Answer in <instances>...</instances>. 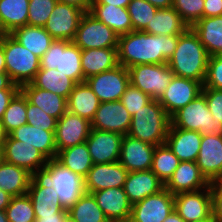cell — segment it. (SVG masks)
<instances>
[{"instance_id":"6da1fadb","label":"cell","mask_w":222,"mask_h":222,"mask_svg":"<svg viewBox=\"0 0 222 222\" xmlns=\"http://www.w3.org/2000/svg\"><path fill=\"white\" fill-rule=\"evenodd\" d=\"M179 35H153L132 31L118 37V63L125 68L141 64H166L173 55Z\"/></svg>"},{"instance_id":"7a4b0ae2","label":"cell","mask_w":222,"mask_h":222,"mask_svg":"<svg viewBox=\"0 0 222 222\" xmlns=\"http://www.w3.org/2000/svg\"><path fill=\"white\" fill-rule=\"evenodd\" d=\"M29 187H53L61 206L69 210L86 193L85 178L72 172L56 158L32 173Z\"/></svg>"},{"instance_id":"3957f363","label":"cell","mask_w":222,"mask_h":222,"mask_svg":"<svg viewBox=\"0 0 222 222\" xmlns=\"http://www.w3.org/2000/svg\"><path fill=\"white\" fill-rule=\"evenodd\" d=\"M209 57L197 34L189 27L179 35L176 49L167 64L175 76L203 84Z\"/></svg>"},{"instance_id":"277c9868","label":"cell","mask_w":222,"mask_h":222,"mask_svg":"<svg viewBox=\"0 0 222 222\" xmlns=\"http://www.w3.org/2000/svg\"><path fill=\"white\" fill-rule=\"evenodd\" d=\"M171 125V117L158 100L152 99L132 115L127 135L152 144H164Z\"/></svg>"},{"instance_id":"5b68a950","label":"cell","mask_w":222,"mask_h":222,"mask_svg":"<svg viewBox=\"0 0 222 222\" xmlns=\"http://www.w3.org/2000/svg\"><path fill=\"white\" fill-rule=\"evenodd\" d=\"M5 54L6 73L19 87L31 83L40 70V58L15 40L10 34H0Z\"/></svg>"},{"instance_id":"8992f818","label":"cell","mask_w":222,"mask_h":222,"mask_svg":"<svg viewBox=\"0 0 222 222\" xmlns=\"http://www.w3.org/2000/svg\"><path fill=\"white\" fill-rule=\"evenodd\" d=\"M40 69H56L76 84L85 82L81 68V49L73 41L54 40L40 58Z\"/></svg>"},{"instance_id":"52a82bcc","label":"cell","mask_w":222,"mask_h":222,"mask_svg":"<svg viewBox=\"0 0 222 222\" xmlns=\"http://www.w3.org/2000/svg\"><path fill=\"white\" fill-rule=\"evenodd\" d=\"M171 124L183 130L198 131L202 135H222V130H216V122L202 93L176 111L171 116Z\"/></svg>"},{"instance_id":"ba28073f","label":"cell","mask_w":222,"mask_h":222,"mask_svg":"<svg viewBox=\"0 0 222 222\" xmlns=\"http://www.w3.org/2000/svg\"><path fill=\"white\" fill-rule=\"evenodd\" d=\"M130 84L159 100L174 77L168 64H141L128 68Z\"/></svg>"},{"instance_id":"9c48e42d","label":"cell","mask_w":222,"mask_h":222,"mask_svg":"<svg viewBox=\"0 0 222 222\" xmlns=\"http://www.w3.org/2000/svg\"><path fill=\"white\" fill-rule=\"evenodd\" d=\"M118 35L107 25L85 12L73 42L81 49L117 48Z\"/></svg>"},{"instance_id":"30bf717a","label":"cell","mask_w":222,"mask_h":222,"mask_svg":"<svg viewBox=\"0 0 222 222\" xmlns=\"http://www.w3.org/2000/svg\"><path fill=\"white\" fill-rule=\"evenodd\" d=\"M100 102L118 101L130 85L129 71L122 65L85 80Z\"/></svg>"},{"instance_id":"8fae6325","label":"cell","mask_w":222,"mask_h":222,"mask_svg":"<svg viewBox=\"0 0 222 222\" xmlns=\"http://www.w3.org/2000/svg\"><path fill=\"white\" fill-rule=\"evenodd\" d=\"M174 209L185 222L213 219L210 186L174 195Z\"/></svg>"},{"instance_id":"7c38bea8","label":"cell","mask_w":222,"mask_h":222,"mask_svg":"<svg viewBox=\"0 0 222 222\" xmlns=\"http://www.w3.org/2000/svg\"><path fill=\"white\" fill-rule=\"evenodd\" d=\"M84 13L77 7L57 2L44 29L54 40L73 41Z\"/></svg>"},{"instance_id":"4fadbf2b","label":"cell","mask_w":222,"mask_h":222,"mask_svg":"<svg viewBox=\"0 0 222 222\" xmlns=\"http://www.w3.org/2000/svg\"><path fill=\"white\" fill-rule=\"evenodd\" d=\"M202 89V83L174 75L158 101L171 117L180 108L197 98L202 93Z\"/></svg>"},{"instance_id":"5bb4252c","label":"cell","mask_w":222,"mask_h":222,"mask_svg":"<svg viewBox=\"0 0 222 222\" xmlns=\"http://www.w3.org/2000/svg\"><path fill=\"white\" fill-rule=\"evenodd\" d=\"M91 122L68 110L57 120L55 144L57 153L66 148L86 142Z\"/></svg>"},{"instance_id":"9a60e30c","label":"cell","mask_w":222,"mask_h":222,"mask_svg":"<svg viewBox=\"0 0 222 222\" xmlns=\"http://www.w3.org/2000/svg\"><path fill=\"white\" fill-rule=\"evenodd\" d=\"M122 138L123 135L116 132L91 128L86 145L93 164L118 162Z\"/></svg>"},{"instance_id":"2e32d148","label":"cell","mask_w":222,"mask_h":222,"mask_svg":"<svg viewBox=\"0 0 222 222\" xmlns=\"http://www.w3.org/2000/svg\"><path fill=\"white\" fill-rule=\"evenodd\" d=\"M132 115L127 111L120 100L100 103L93 120L91 128L100 131H110L128 134Z\"/></svg>"},{"instance_id":"e0dca14e","label":"cell","mask_w":222,"mask_h":222,"mask_svg":"<svg viewBox=\"0 0 222 222\" xmlns=\"http://www.w3.org/2000/svg\"><path fill=\"white\" fill-rule=\"evenodd\" d=\"M174 210V195L166 188L132 205L131 218L136 222H163Z\"/></svg>"},{"instance_id":"ac0fdd59","label":"cell","mask_w":222,"mask_h":222,"mask_svg":"<svg viewBox=\"0 0 222 222\" xmlns=\"http://www.w3.org/2000/svg\"><path fill=\"white\" fill-rule=\"evenodd\" d=\"M196 164L211 183L222 178V135H202Z\"/></svg>"},{"instance_id":"d6986e66","label":"cell","mask_w":222,"mask_h":222,"mask_svg":"<svg viewBox=\"0 0 222 222\" xmlns=\"http://www.w3.org/2000/svg\"><path fill=\"white\" fill-rule=\"evenodd\" d=\"M3 160L25 168L31 174L47 163V158L34 146L7 136L2 148Z\"/></svg>"},{"instance_id":"ffe728a7","label":"cell","mask_w":222,"mask_h":222,"mask_svg":"<svg viewBox=\"0 0 222 222\" xmlns=\"http://www.w3.org/2000/svg\"><path fill=\"white\" fill-rule=\"evenodd\" d=\"M156 146L124 135L121 142L119 163L128 172L151 170Z\"/></svg>"},{"instance_id":"44dd1931","label":"cell","mask_w":222,"mask_h":222,"mask_svg":"<svg viewBox=\"0 0 222 222\" xmlns=\"http://www.w3.org/2000/svg\"><path fill=\"white\" fill-rule=\"evenodd\" d=\"M128 171L119 162L93 164L85 177L87 193L101 191L113 187H124Z\"/></svg>"},{"instance_id":"7402d4cb","label":"cell","mask_w":222,"mask_h":222,"mask_svg":"<svg viewBox=\"0 0 222 222\" xmlns=\"http://www.w3.org/2000/svg\"><path fill=\"white\" fill-rule=\"evenodd\" d=\"M209 186L210 182L201 173L196 162L192 161H180L179 166L165 184V188L173 195L193 192Z\"/></svg>"},{"instance_id":"603a6c76","label":"cell","mask_w":222,"mask_h":222,"mask_svg":"<svg viewBox=\"0 0 222 222\" xmlns=\"http://www.w3.org/2000/svg\"><path fill=\"white\" fill-rule=\"evenodd\" d=\"M92 194L110 222H119L131 217L132 204L123 187L108 188Z\"/></svg>"},{"instance_id":"cb8c5ba5","label":"cell","mask_w":222,"mask_h":222,"mask_svg":"<svg viewBox=\"0 0 222 222\" xmlns=\"http://www.w3.org/2000/svg\"><path fill=\"white\" fill-rule=\"evenodd\" d=\"M124 191L133 205L165 188V184L152 170L128 172Z\"/></svg>"},{"instance_id":"d4e9b609","label":"cell","mask_w":222,"mask_h":222,"mask_svg":"<svg viewBox=\"0 0 222 222\" xmlns=\"http://www.w3.org/2000/svg\"><path fill=\"white\" fill-rule=\"evenodd\" d=\"M202 134L170 125L166 144L180 161L195 162L200 151Z\"/></svg>"},{"instance_id":"484cf974","label":"cell","mask_w":222,"mask_h":222,"mask_svg":"<svg viewBox=\"0 0 222 222\" xmlns=\"http://www.w3.org/2000/svg\"><path fill=\"white\" fill-rule=\"evenodd\" d=\"M54 133L55 131H46L44 128L25 124L12 131L9 135L15 140L34 146L50 160L57 156Z\"/></svg>"},{"instance_id":"4316f807","label":"cell","mask_w":222,"mask_h":222,"mask_svg":"<svg viewBox=\"0 0 222 222\" xmlns=\"http://www.w3.org/2000/svg\"><path fill=\"white\" fill-rule=\"evenodd\" d=\"M117 48L81 50V68L85 80L118 66Z\"/></svg>"},{"instance_id":"83f0119b","label":"cell","mask_w":222,"mask_h":222,"mask_svg":"<svg viewBox=\"0 0 222 222\" xmlns=\"http://www.w3.org/2000/svg\"><path fill=\"white\" fill-rule=\"evenodd\" d=\"M20 90L31 104L57 120L68 110L67 99L56 93L37 88L32 83L22 85Z\"/></svg>"},{"instance_id":"f1b7e54d","label":"cell","mask_w":222,"mask_h":222,"mask_svg":"<svg viewBox=\"0 0 222 222\" xmlns=\"http://www.w3.org/2000/svg\"><path fill=\"white\" fill-rule=\"evenodd\" d=\"M89 13L110 27L118 36L133 31L131 18L125 7L110 6V4H91Z\"/></svg>"},{"instance_id":"f546056e","label":"cell","mask_w":222,"mask_h":222,"mask_svg":"<svg viewBox=\"0 0 222 222\" xmlns=\"http://www.w3.org/2000/svg\"><path fill=\"white\" fill-rule=\"evenodd\" d=\"M100 100L86 83H77L67 99V109L91 122L100 106Z\"/></svg>"},{"instance_id":"4dcf8cb0","label":"cell","mask_w":222,"mask_h":222,"mask_svg":"<svg viewBox=\"0 0 222 222\" xmlns=\"http://www.w3.org/2000/svg\"><path fill=\"white\" fill-rule=\"evenodd\" d=\"M191 28L210 56L222 55V15L203 17Z\"/></svg>"},{"instance_id":"1f68e13d","label":"cell","mask_w":222,"mask_h":222,"mask_svg":"<svg viewBox=\"0 0 222 222\" xmlns=\"http://www.w3.org/2000/svg\"><path fill=\"white\" fill-rule=\"evenodd\" d=\"M188 28L180 14L170 7L158 9L143 31L153 35L170 36L180 35Z\"/></svg>"},{"instance_id":"d6a6232c","label":"cell","mask_w":222,"mask_h":222,"mask_svg":"<svg viewBox=\"0 0 222 222\" xmlns=\"http://www.w3.org/2000/svg\"><path fill=\"white\" fill-rule=\"evenodd\" d=\"M32 174L4 160L0 163V189L12 197L27 194Z\"/></svg>"},{"instance_id":"836d02e7","label":"cell","mask_w":222,"mask_h":222,"mask_svg":"<svg viewBox=\"0 0 222 222\" xmlns=\"http://www.w3.org/2000/svg\"><path fill=\"white\" fill-rule=\"evenodd\" d=\"M10 35L39 58L45 54L54 41L44 27L30 25L18 27Z\"/></svg>"},{"instance_id":"e575fe53","label":"cell","mask_w":222,"mask_h":222,"mask_svg":"<svg viewBox=\"0 0 222 222\" xmlns=\"http://www.w3.org/2000/svg\"><path fill=\"white\" fill-rule=\"evenodd\" d=\"M29 0H0V34L27 25Z\"/></svg>"},{"instance_id":"d590c367","label":"cell","mask_w":222,"mask_h":222,"mask_svg":"<svg viewBox=\"0 0 222 222\" xmlns=\"http://www.w3.org/2000/svg\"><path fill=\"white\" fill-rule=\"evenodd\" d=\"M35 87L56 93L66 99L76 83L56 69H40L31 82Z\"/></svg>"},{"instance_id":"8d00e7d4","label":"cell","mask_w":222,"mask_h":222,"mask_svg":"<svg viewBox=\"0 0 222 222\" xmlns=\"http://www.w3.org/2000/svg\"><path fill=\"white\" fill-rule=\"evenodd\" d=\"M56 159L84 178L93 166L86 142L59 151Z\"/></svg>"},{"instance_id":"74e56055","label":"cell","mask_w":222,"mask_h":222,"mask_svg":"<svg viewBox=\"0 0 222 222\" xmlns=\"http://www.w3.org/2000/svg\"><path fill=\"white\" fill-rule=\"evenodd\" d=\"M27 194L31 198L35 215L68 213V210L61 206L53 187H29Z\"/></svg>"},{"instance_id":"f35d334b","label":"cell","mask_w":222,"mask_h":222,"mask_svg":"<svg viewBox=\"0 0 222 222\" xmlns=\"http://www.w3.org/2000/svg\"><path fill=\"white\" fill-rule=\"evenodd\" d=\"M77 222H110L104 215L92 193H84L68 210Z\"/></svg>"},{"instance_id":"ab89813d","label":"cell","mask_w":222,"mask_h":222,"mask_svg":"<svg viewBox=\"0 0 222 222\" xmlns=\"http://www.w3.org/2000/svg\"><path fill=\"white\" fill-rule=\"evenodd\" d=\"M179 163V158L164 143L157 145L154 150L151 170L166 184L179 166Z\"/></svg>"},{"instance_id":"60d3db41","label":"cell","mask_w":222,"mask_h":222,"mask_svg":"<svg viewBox=\"0 0 222 222\" xmlns=\"http://www.w3.org/2000/svg\"><path fill=\"white\" fill-rule=\"evenodd\" d=\"M1 121L8 135L21 125L27 124L26 96L21 90L10 100Z\"/></svg>"},{"instance_id":"b9f144b4","label":"cell","mask_w":222,"mask_h":222,"mask_svg":"<svg viewBox=\"0 0 222 222\" xmlns=\"http://www.w3.org/2000/svg\"><path fill=\"white\" fill-rule=\"evenodd\" d=\"M8 222H35V212L28 194L11 198L5 209Z\"/></svg>"},{"instance_id":"7bdbcfd3","label":"cell","mask_w":222,"mask_h":222,"mask_svg":"<svg viewBox=\"0 0 222 222\" xmlns=\"http://www.w3.org/2000/svg\"><path fill=\"white\" fill-rule=\"evenodd\" d=\"M127 10L133 24V31H143L158 8L146 0H131Z\"/></svg>"},{"instance_id":"ee69618b","label":"cell","mask_w":222,"mask_h":222,"mask_svg":"<svg viewBox=\"0 0 222 222\" xmlns=\"http://www.w3.org/2000/svg\"><path fill=\"white\" fill-rule=\"evenodd\" d=\"M175 9L183 21L191 28L203 18L204 0H173Z\"/></svg>"},{"instance_id":"f6af8a7d","label":"cell","mask_w":222,"mask_h":222,"mask_svg":"<svg viewBox=\"0 0 222 222\" xmlns=\"http://www.w3.org/2000/svg\"><path fill=\"white\" fill-rule=\"evenodd\" d=\"M57 0H29L27 25L44 27Z\"/></svg>"},{"instance_id":"bcb514c9","label":"cell","mask_w":222,"mask_h":222,"mask_svg":"<svg viewBox=\"0 0 222 222\" xmlns=\"http://www.w3.org/2000/svg\"><path fill=\"white\" fill-rule=\"evenodd\" d=\"M27 124L44 128L46 131H55L57 119L45 113L38 106L31 104L26 98Z\"/></svg>"},{"instance_id":"7dc6e473","label":"cell","mask_w":222,"mask_h":222,"mask_svg":"<svg viewBox=\"0 0 222 222\" xmlns=\"http://www.w3.org/2000/svg\"><path fill=\"white\" fill-rule=\"evenodd\" d=\"M151 100L152 98L148 94L142 92L140 89L132 86L131 84L127 87L120 99L124 107L131 115L139 111Z\"/></svg>"},{"instance_id":"c3c4849f","label":"cell","mask_w":222,"mask_h":222,"mask_svg":"<svg viewBox=\"0 0 222 222\" xmlns=\"http://www.w3.org/2000/svg\"><path fill=\"white\" fill-rule=\"evenodd\" d=\"M202 94L216 122V130H222V89L203 88Z\"/></svg>"},{"instance_id":"681fc988","label":"cell","mask_w":222,"mask_h":222,"mask_svg":"<svg viewBox=\"0 0 222 222\" xmlns=\"http://www.w3.org/2000/svg\"><path fill=\"white\" fill-rule=\"evenodd\" d=\"M203 88L222 89V55L209 57Z\"/></svg>"},{"instance_id":"f907efd6","label":"cell","mask_w":222,"mask_h":222,"mask_svg":"<svg viewBox=\"0 0 222 222\" xmlns=\"http://www.w3.org/2000/svg\"><path fill=\"white\" fill-rule=\"evenodd\" d=\"M212 200V217L216 222H222V184L219 181L210 183Z\"/></svg>"},{"instance_id":"816d5d0a","label":"cell","mask_w":222,"mask_h":222,"mask_svg":"<svg viewBox=\"0 0 222 222\" xmlns=\"http://www.w3.org/2000/svg\"><path fill=\"white\" fill-rule=\"evenodd\" d=\"M222 15V0H204L203 17Z\"/></svg>"},{"instance_id":"f5cc1de1","label":"cell","mask_w":222,"mask_h":222,"mask_svg":"<svg viewBox=\"0 0 222 222\" xmlns=\"http://www.w3.org/2000/svg\"><path fill=\"white\" fill-rule=\"evenodd\" d=\"M19 90L20 89H0V120H2L10 100Z\"/></svg>"},{"instance_id":"db71d44e","label":"cell","mask_w":222,"mask_h":222,"mask_svg":"<svg viewBox=\"0 0 222 222\" xmlns=\"http://www.w3.org/2000/svg\"><path fill=\"white\" fill-rule=\"evenodd\" d=\"M68 213H55L53 215H35V222H63Z\"/></svg>"},{"instance_id":"11a10c76","label":"cell","mask_w":222,"mask_h":222,"mask_svg":"<svg viewBox=\"0 0 222 222\" xmlns=\"http://www.w3.org/2000/svg\"><path fill=\"white\" fill-rule=\"evenodd\" d=\"M57 2L77 7L84 12H89L92 0H57Z\"/></svg>"},{"instance_id":"9f6ffc18","label":"cell","mask_w":222,"mask_h":222,"mask_svg":"<svg viewBox=\"0 0 222 222\" xmlns=\"http://www.w3.org/2000/svg\"><path fill=\"white\" fill-rule=\"evenodd\" d=\"M0 89H20V87L12 82L7 73H0Z\"/></svg>"},{"instance_id":"6f0895ef","label":"cell","mask_w":222,"mask_h":222,"mask_svg":"<svg viewBox=\"0 0 222 222\" xmlns=\"http://www.w3.org/2000/svg\"><path fill=\"white\" fill-rule=\"evenodd\" d=\"M130 2L131 0H92L91 4H110V6L127 8Z\"/></svg>"},{"instance_id":"680465c9","label":"cell","mask_w":222,"mask_h":222,"mask_svg":"<svg viewBox=\"0 0 222 222\" xmlns=\"http://www.w3.org/2000/svg\"><path fill=\"white\" fill-rule=\"evenodd\" d=\"M151 5L157 7L158 9L161 8H170L173 5V0H146Z\"/></svg>"},{"instance_id":"91938a15","label":"cell","mask_w":222,"mask_h":222,"mask_svg":"<svg viewBox=\"0 0 222 222\" xmlns=\"http://www.w3.org/2000/svg\"><path fill=\"white\" fill-rule=\"evenodd\" d=\"M12 196L0 189V210H5L10 204Z\"/></svg>"},{"instance_id":"94428289","label":"cell","mask_w":222,"mask_h":222,"mask_svg":"<svg viewBox=\"0 0 222 222\" xmlns=\"http://www.w3.org/2000/svg\"><path fill=\"white\" fill-rule=\"evenodd\" d=\"M163 222H185L175 209L164 219Z\"/></svg>"},{"instance_id":"6125c7cd","label":"cell","mask_w":222,"mask_h":222,"mask_svg":"<svg viewBox=\"0 0 222 222\" xmlns=\"http://www.w3.org/2000/svg\"><path fill=\"white\" fill-rule=\"evenodd\" d=\"M0 73H6L5 54L3 46L0 44Z\"/></svg>"},{"instance_id":"be15d7a7","label":"cell","mask_w":222,"mask_h":222,"mask_svg":"<svg viewBox=\"0 0 222 222\" xmlns=\"http://www.w3.org/2000/svg\"><path fill=\"white\" fill-rule=\"evenodd\" d=\"M8 134L6 133L2 121L0 120V148H3L5 140L7 139Z\"/></svg>"},{"instance_id":"e7e4bbea","label":"cell","mask_w":222,"mask_h":222,"mask_svg":"<svg viewBox=\"0 0 222 222\" xmlns=\"http://www.w3.org/2000/svg\"><path fill=\"white\" fill-rule=\"evenodd\" d=\"M0 222H8L5 210H0Z\"/></svg>"},{"instance_id":"03108f58","label":"cell","mask_w":222,"mask_h":222,"mask_svg":"<svg viewBox=\"0 0 222 222\" xmlns=\"http://www.w3.org/2000/svg\"><path fill=\"white\" fill-rule=\"evenodd\" d=\"M63 222H77L69 214L65 217Z\"/></svg>"},{"instance_id":"003e7915","label":"cell","mask_w":222,"mask_h":222,"mask_svg":"<svg viewBox=\"0 0 222 222\" xmlns=\"http://www.w3.org/2000/svg\"><path fill=\"white\" fill-rule=\"evenodd\" d=\"M119 222H136L135 220H133L131 217H128L127 219H124L122 221Z\"/></svg>"},{"instance_id":"a7ac6f4b","label":"cell","mask_w":222,"mask_h":222,"mask_svg":"<svg viewBox=\"0 0 222 222\" xmlns=\"http://www.w3.org/2000/svg\"><path fill=\"white\" fill-rule=\"evenodd\" d=\"M199 222H216L214 219H208V220H205V221H199Z\"/></svg>"},{"instance_id":"89a4df30","label":"cell","mask_w":222,"mask_h":222,"mask_svg":"<svg viewBox=\"0 0 222 222\" xmlns=\"http://www.w3.org/2000/svg\"><path fill=\"white\" fill-rule=\"evenodd\" d=\"M3 160V156H2V148H0V163Z\"/></svg>"}]
</instances>
